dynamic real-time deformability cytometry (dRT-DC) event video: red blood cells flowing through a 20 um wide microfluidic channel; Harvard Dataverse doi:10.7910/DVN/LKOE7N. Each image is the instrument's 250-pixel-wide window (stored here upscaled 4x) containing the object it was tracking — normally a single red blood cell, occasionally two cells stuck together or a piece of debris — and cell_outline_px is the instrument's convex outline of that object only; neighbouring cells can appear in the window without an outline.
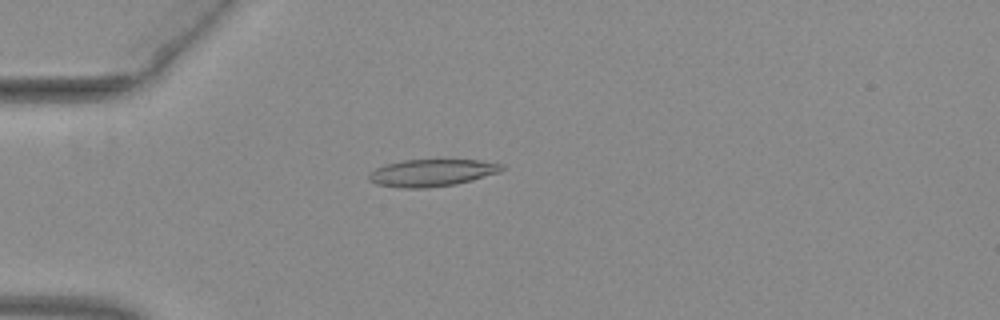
{"species": "common noctule bat (a hibernating species)", "species_latin": "Nyctalus noctula", "temperature_condition": "warm", "stored_images_in_passage": 53, "camera_frame_rate_fps": 3000, "um_per_image_px": 0.085, "animal": {"sex": "female", "body_mass_g": 29.2, "forearm_length_mm": 56.3}, "frame": {"image": 1, "passage_image": 16, "time_ms": 5.0, "image_size_px": [1000, 320], "cell_outline_px": [[504, 168], [500, 172], [472, 180], [456, 184], [428, 188], [400, 188], [376, 184], [368, 180], [368, 176], [376, 168], [384, 164], [404, 160], [480, 160], [504, 164]], "centroid_in_image_um": [36.71, 14.69], "position_along_channel_um": 48.3, "area_um2": 21.1}}
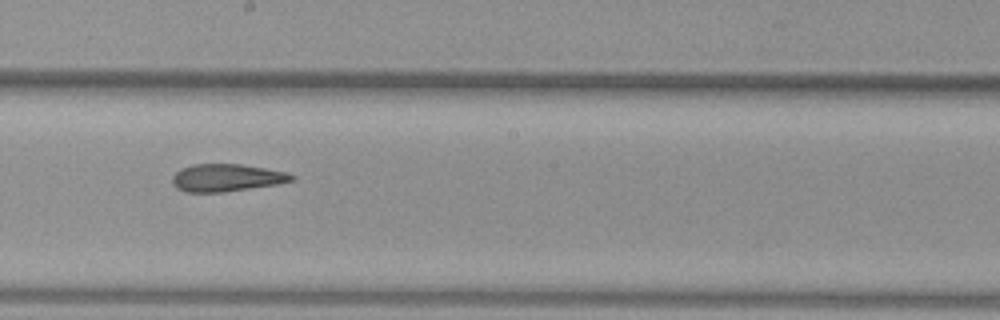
{"frame": {"image": 2, "passage_image": 31, "time_ms": 10.0, "image_size_px": [1000, 320], "cell_outline_px": [[296, 180], [276, 184], [224, 192], [184, 192], [176, 188], [172, 184], [172, 176], [180, 168], [192, 164], [244, 164], [288, 172], [296, 176]], "centroid_in_image_um": [19.26, 15.1], "position_along_channel_um": 228.9, "area_um2": 19.36}}
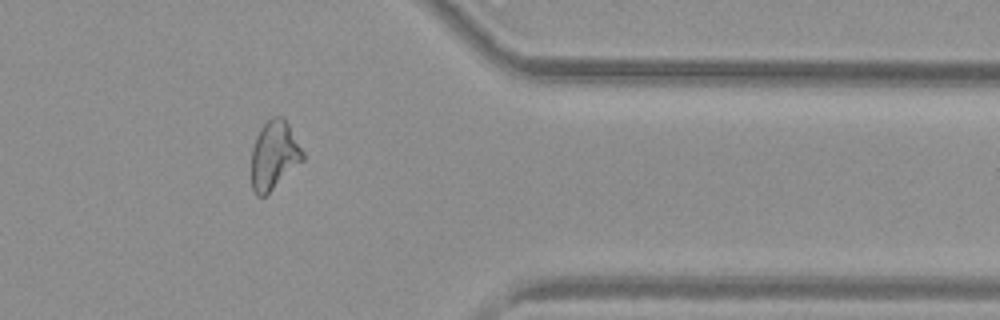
{"frame": {"image": 3, "passage_image": 44, "time_ms": 14.333, "image_size_px": [1000, 320], "cell_outline_px": [[304, 160], [264, 196], [256, 196], [252, 188], [252, 148], [256, 136], [260, 128], [272, 116], [284, 116], [304, 152]], "centroid_in_image_um": [23.3, 13.16], "position_along_channel_um": 388.1, "area_um2": 20.4}, "authors_computed_cell_mechanics": {"area_um2": 20.808, "velocity_mm_per_s": 4.0111, "shape_relaxation_time_tau1_ms": null, "shape_relaxation_time_tau2_ms": 3.5133, "deformation_change_tau1": null, "deformation_change_tau2": 0.1351}}